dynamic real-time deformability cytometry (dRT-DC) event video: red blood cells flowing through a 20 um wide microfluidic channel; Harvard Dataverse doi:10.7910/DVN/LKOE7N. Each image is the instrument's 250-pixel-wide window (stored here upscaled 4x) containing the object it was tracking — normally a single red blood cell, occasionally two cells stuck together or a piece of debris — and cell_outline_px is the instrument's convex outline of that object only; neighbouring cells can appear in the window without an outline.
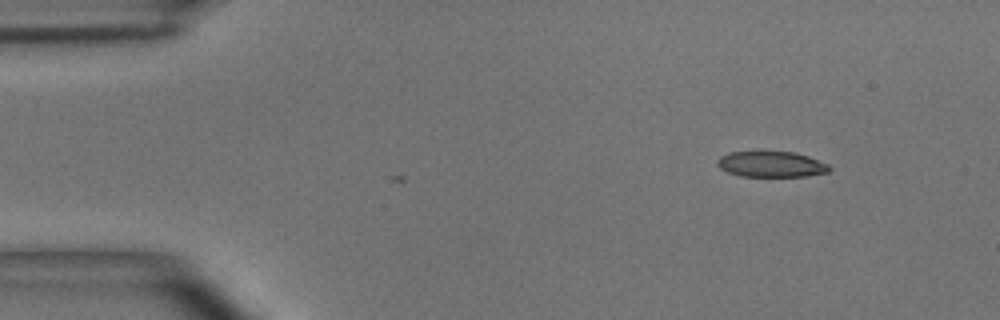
{"species": "common noctule bat (a hibernating species)", "species_latin": "Nyctalus noctula", "temperature_condition": "room temperature", "stored_images_in_passage": 37, "camera_frame_rate_fps": 3000, "um_per_image_px": 0.085, "animal": {"sex": "male", "body_mass_g": 15.6}, "frame": {"image": 1, "passage_image": 1, "time_ms": 0.0, "image_size_px": [1000, 320], "cell_outline_px": [[832, 168], [828, 172], [808, 176], [740, 176], [728, 172], [720, 168], [716, 164], [716, 160], [720, 156], [728, 152], [796, 152], [808, 156], [828, 164]], "centroid_in_image_um": [65.55, 13.96], "position_along_channel_um": 19.4, "area_um2": 16.82}}
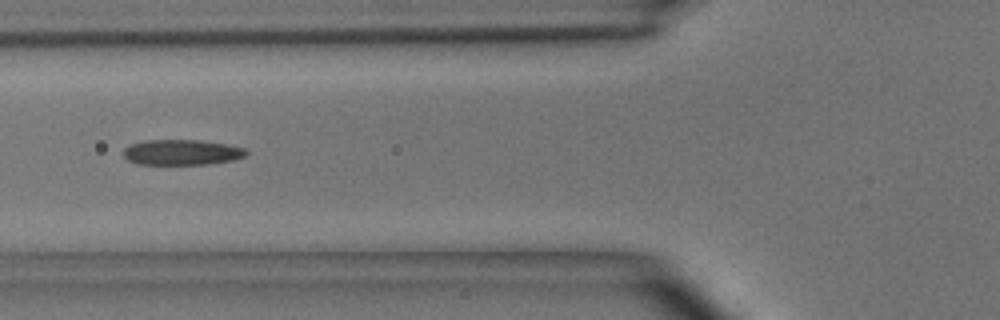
{"frame": {"image": 2, "passage_image": 14, "time_ms": 4.333, "image_size_px": [1000, 320], "cell_outline_px": [[248, 152], [244, 156], [232, 160], [208, 164], [136, 164], [128, 160], [124, 156], [124, 148], [132, 144], [144, 140], [200, 140], [228, 144], [244, 148]], "centroid_in_image_um": [15.44, 12.94], "position_along_channel_um": 110.4, "area_um2": 18.15}}
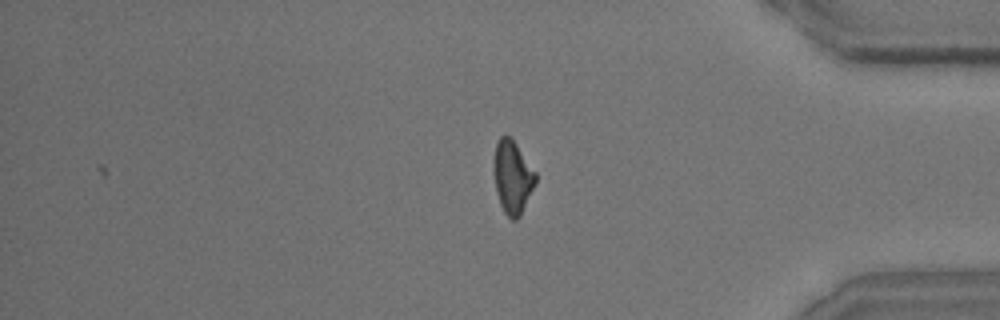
{"frame": {"image": 3, "passage_image": 37, "time_ms": 12.0, "image_size_px": [1000, 320], "cell_outline_px": [[536, 184], [520, 216], [516, 220], [512, 220], [504, 212], [500, 204], [496, 192], [492, 164], [496, 144], [500, 136], [504, 132], [512, 136], [536, 172]], "centroid_in_image_um": [43.55, 14.99], "position_along_channel_um": 391.6, "area_um2": 18.32}, "authors_computed_cell_mechanics": {"area_um2": 18.496, "velocity_mm_per_s": 3.9771, "shape_relaxation_time_tau1_ms": null, "shape_relaxation_time_tau2_ms": 2.5694, "deformation_change_tau1": null, "deformation_change_tau2": 0.1082}}